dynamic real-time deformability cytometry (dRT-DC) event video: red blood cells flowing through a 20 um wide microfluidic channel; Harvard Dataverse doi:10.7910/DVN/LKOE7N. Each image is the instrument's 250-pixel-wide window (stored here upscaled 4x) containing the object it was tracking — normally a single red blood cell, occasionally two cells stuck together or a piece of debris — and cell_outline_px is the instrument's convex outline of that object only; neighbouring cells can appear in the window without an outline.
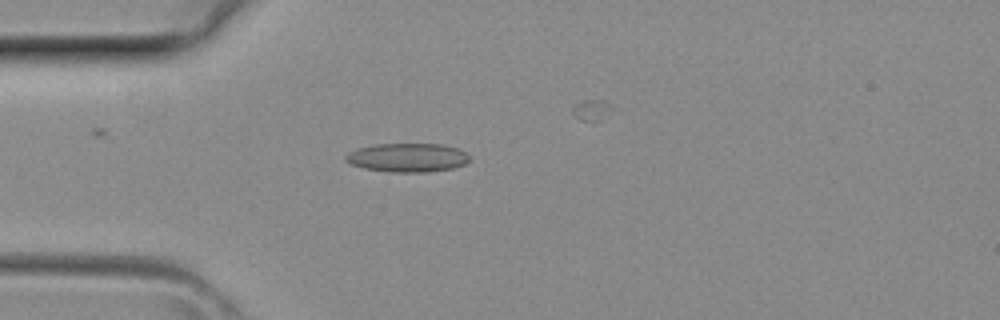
{"species": "common noctule bat (a hibernating species)", "species_latin": "Nyctalus noctula", "temperature_condition": "room temperature", "stored_images_in_passage": 5, "camera_frame_rate_fps": 3000, "um_per_image_px": 0.085, "animal": {"sex": "female", "body_mass_g": 29.2, "forearm_length_mm": 56.3}, "frame": {"image": 1, "passage_image": 3, "time_ms": 0.667, "image_size_px": [1000, 320], "cell_outline_px": [[468, 160], [464, 164], [452, 168], [428, 172], [392, 172], [364, 168], [352, 164], [344, 160], [344, 156], [348, 152], [356, 148], [376, 144], [444, 144], [460, 148], [468, 156]], "centroid_in_image_um": [34.61, 13.38], "position_along_channel_um": 50.4, "area_um2": 20.81}}